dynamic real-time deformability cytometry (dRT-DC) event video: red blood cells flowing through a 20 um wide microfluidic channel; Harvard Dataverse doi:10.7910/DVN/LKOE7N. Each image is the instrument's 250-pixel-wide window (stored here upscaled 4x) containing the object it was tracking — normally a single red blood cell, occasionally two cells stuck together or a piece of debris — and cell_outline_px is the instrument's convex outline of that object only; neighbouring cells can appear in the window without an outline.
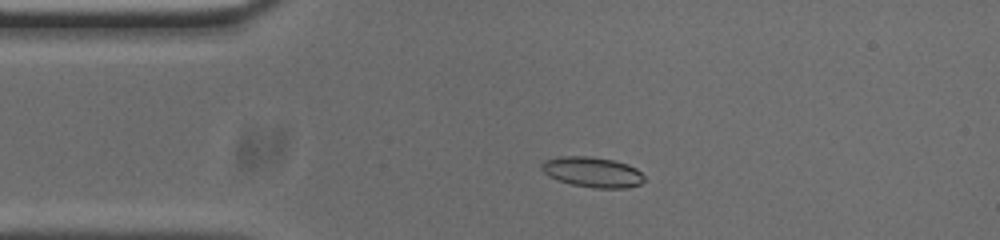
{"species": "common noctule bat (a hibernating species)", "species_latin": "Nyctalus noctula", "temperature_condition": "cold", "stored_images_in_passage": 52, "camera_frame_rate_fps": 3000, "um_per_image_px": 0.085, "animal": {"sex": "male", "body_mass_g": 20.0, "forearm_length_mm": 53.3}, "frame": {"image": 1, "passage_image": 9, "time_ms": 2.667, "image_size_px": [1000, 240], "cell_outline_px": [[644, 180], [640, 184], [624, 188], [592, 188], [572, 184], [548, 176], [540, 168], [540, 164], [544, 160], [560, 156], [588, 156], [612, 160], [628, 164], [636, 168], [644, 176]], "centroid_in_image_um": [50.34, 14.62], "position_along_channel_um": 34.7, "area_um2": 18.09}}
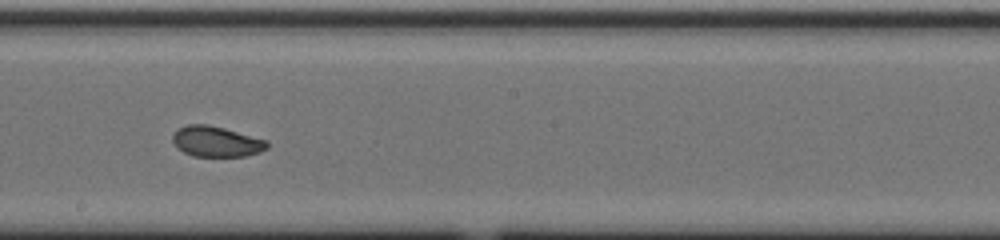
{"frame": {"image": 2, "passage_image": 27, "time_ms": 8.667, "image_size_px": [1000, 240], "cell_outline_px": [[268, 148], [260, 152], [244, 156], [192, 156], [176, 148], [172, 140], [172, 136], [180, 128], [188, 124], [208, 124], [224, 128], [268, 140]], "centroid_in_image_um": [18.39, 12.03], "position_along_channel_um": 229.8, "area_um2": 16.82}}
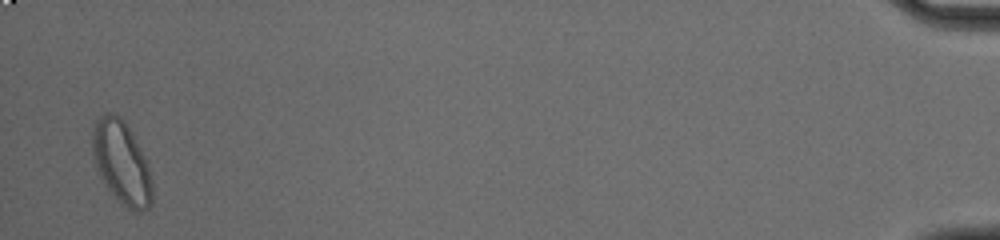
{"frame": {"image": 3, "passage_image": 51, "time_ms": 16.667, "image_size_px": [1000, 240], "cell_outline_px": [[152, 204], [144, 212], [136, 212], [120, 204], [108, 188], [100, 176], [92, 152], [92, 128], [100, 116], [108, 112], [112, 112], [120, 116], [124, 120], [132, 132], [148, 160], [152, 180]], "centroid_in_image_um": [10.37, 13.82], "position_along_channel_um": 424.8, "area_um2": 29.36}, "authors_computed_cell_mechanics": {"area_um2": 17.5134, "velocity_mm_per_s": 3.6886, "shape_relaxation_time_tau1_ms": null, "shape_relaxation_time_tau2_ms": 1.2401, "deformation_change_tau1": null, "deformation_change_tau2": 0.0539}}